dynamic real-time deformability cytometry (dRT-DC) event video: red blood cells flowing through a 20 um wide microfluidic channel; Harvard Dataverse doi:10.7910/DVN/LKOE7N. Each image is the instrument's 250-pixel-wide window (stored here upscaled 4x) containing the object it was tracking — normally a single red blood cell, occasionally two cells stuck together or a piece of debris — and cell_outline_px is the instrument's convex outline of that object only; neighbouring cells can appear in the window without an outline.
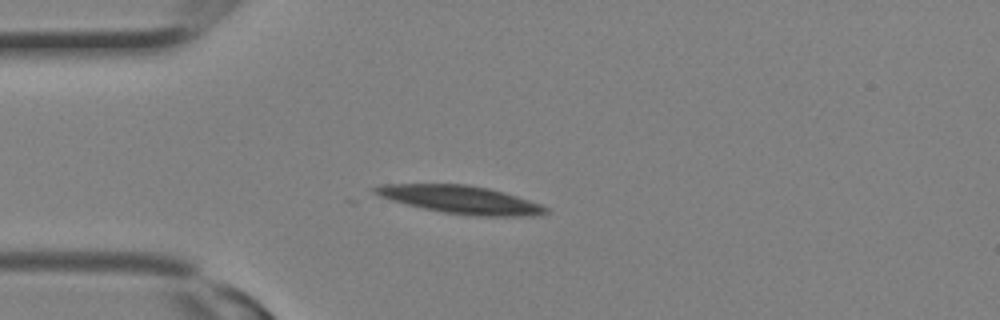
{"species": "Egyptian fruit bat (a non-hibernating species)", "species_latin": "Rousettus aegyptiacus", "temperature_condition": "room temperature", "stored_images_in_passage": 12, "camera_frame_rate_fps": 3000, "um_per_image_px": 0.085, "animal": {"sex": "female"}, "frame": {"image": 1, "passage_image": 7, "time_ms": 2.0, "image_size_px": [1000, 320], "cell_outline_px": [[548, 212], [536, 216], [480, 216], [444, 212], [424, 208], [392, 200], [380, 196], [372, 192], [372, 188], [380, 184], [468, 184], [488, 188], [504, 192], [540, 204], [548, 208]], "centroid_in_image_um": [39.16, 16.96], "position_along_channel_um": 45.8, "area_um2": 27.51}}
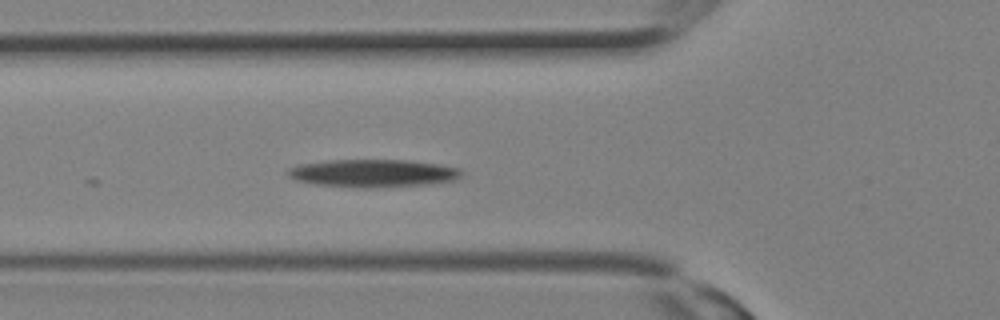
{"frame": {"image": 2, "passage_image": 10, "time_ms": 3.0, "image_size_px": [1000, 320], "cell_outline_px": [[464, 172], [456, 180], [428, 184], [368, 188], [364, 188], [312, 184], [296, 180], [288, 176], [288, 168], [296, 164], [328, 160], [408, 160], [440, 164], [460, 168]], "centroid_in_image_um": [31.7, 14.72], "position_along_channel_um": 94.1, "area_um2": 28.38}}
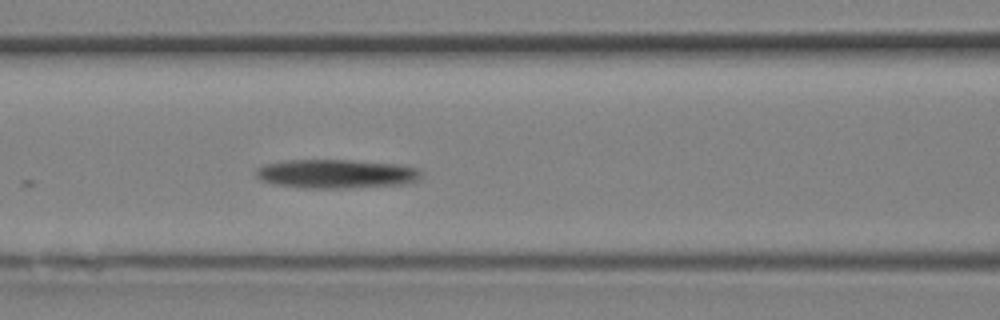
{"frame": {"image": 3, "passage_image": 12, "time_ms": 3.667, "image_size_px": [1000, 320], "cell_outline_px": [[420, 180], [400, 184], [340, 188], [304, 188], [272, 184], [260, 180], [256, 176], [256, 168], [264, 164], [284, 160], [352, 160], [396, 164], [416, 168], [420, 172]], "centroid_in_image_um": [28.49, 14.77], "position_along_channel_um": 138.1, "area_um2": 27.74}}